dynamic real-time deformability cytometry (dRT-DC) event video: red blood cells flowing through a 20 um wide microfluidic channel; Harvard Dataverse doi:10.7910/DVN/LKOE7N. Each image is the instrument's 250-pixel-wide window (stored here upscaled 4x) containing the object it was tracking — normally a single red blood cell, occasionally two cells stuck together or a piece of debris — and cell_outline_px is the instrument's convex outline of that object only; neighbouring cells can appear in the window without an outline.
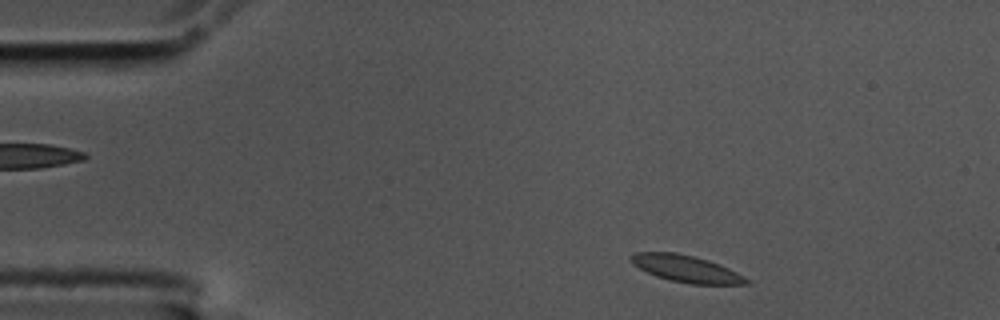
{"species": "common noctule bat (a hibernating species)", "species_latin": "Nyctalus noctula", "temperature_condition": "cold", "stored_images_in_passage": 50, "camera_frame_rate_fps": 3000, "um_per_image_px": 0.085, "animal": {"sex": "male", "body_mass_g": 17.5, "forearm_length_mm": 52.3}, "frame": {"image": 1, "passage_image": 3, "time_ms": 0.667, "image_size_px": [1000, 320], "cell_outline_px": [[752, 284], [692, 284], [672, 280], [656, 276], [640, 268], [628, 256], [636, 252], [676, 252], [708, 260], [720, 264], [752, 280]], "centroid_in_image_um": [58.39, 22.84], "position_along_channel_um": 26.6, "area_um2": 17.86}}
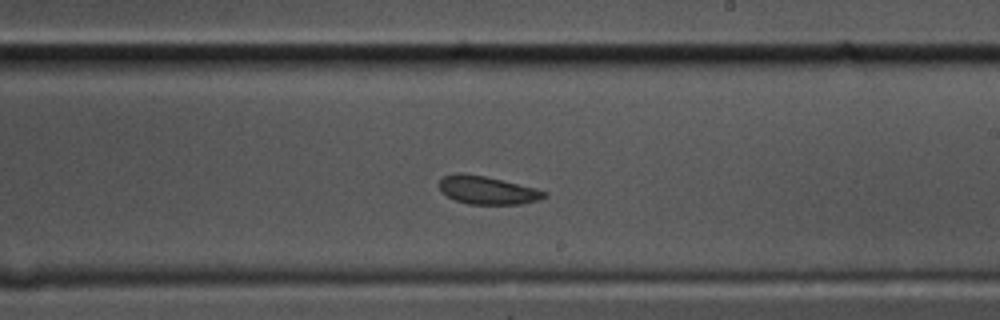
{"frame": {"image": 2, "passage_image": 27, "time_ms": 8.667, "image_size_px": [1000, 320], "cell_outline_px": [[548, 196], [540, 200], [520, 204], [468, 204], [456, 200], [440, 192], [440, 180], [444, 176], [456, 172], [460, 172], [484, 176], [536, 188], [548, 192]], "centroid_in_image_um": [41.44, 16.17], "position_along_channel_um": 247.6, "area_um2": 17.22}}
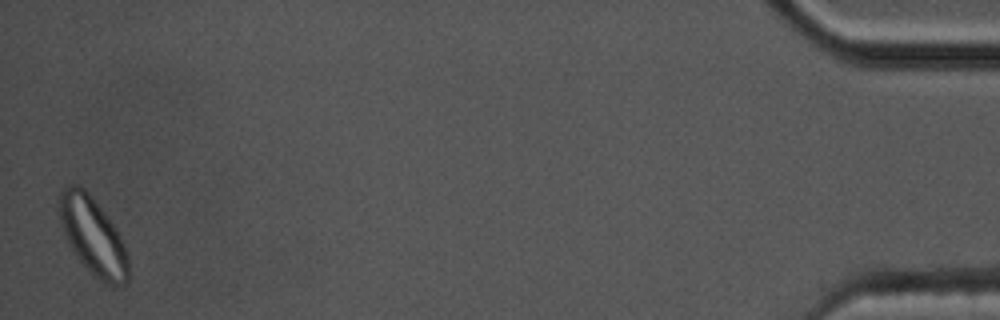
{"frame": {"image": 3, "passage_image": 50, "time_ms": 16.333, "image_size_px": [1000, 320], "cell_outline_px": [[128, 280], [124, 284], [104, 284], [80, 260], [68, 244], [60, 220], [60, 188], [68, 184], [80, 184], [88, 192], [104, 212], [116, 228], [128, 252]], "centroid_in_image_um": [7.9, 20.03], "position_along_channel_um": 427.3, "area_um2": 30.81}, "authors_computed_cell_mechanics": {"area_um2": 18.1781, "velocity_mm_per_s": 3.5382, "shape_relaxation_time_tau1_ms": 6.2561, "shape_relaxation_time_tau2_ms": 1.308, "deformation_change_tau1": 0.106, "deformation_change_tau2": 0.0694}}